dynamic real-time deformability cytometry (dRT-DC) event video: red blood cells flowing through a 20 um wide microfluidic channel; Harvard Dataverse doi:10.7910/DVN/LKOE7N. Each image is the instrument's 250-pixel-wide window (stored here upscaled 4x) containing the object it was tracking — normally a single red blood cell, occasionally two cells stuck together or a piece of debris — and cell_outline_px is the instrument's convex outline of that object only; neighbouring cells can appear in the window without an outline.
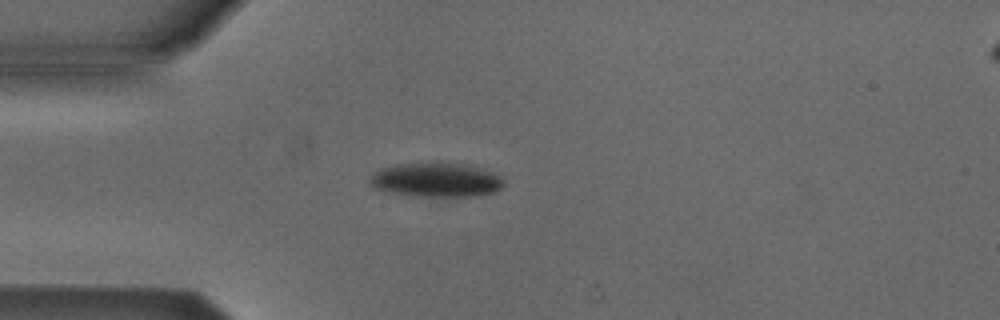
{"species": "Egyptian fruit bat (a non-hibernating species)", "species_latin": "Rousettus aegyptiacus", "temperature_condition": "cold", "stored_images_in_passage": 49, "camera_frame_rate_fps": 3000, "um_per_image_px": 0.085, "animal": {"sex": "male"}, "frame": {"image": 1, "passage_image": 9, "time_ms": 2.667, "image_size_px": [1000, 320], "cell_outline_px": [[504, 184], [500, 188], [492, 192], [472, 196], [408, 196], [388, 192], [376, 188], [368, 180], [372, 172], [380, 168], [396, 164], [468, 164], [492, 172], [500, 176], [504, 180]], "centroid_in_image_um": [37.03, 15.3], "position_along_channel_um": 48.0, "area_um2": 26.41}}
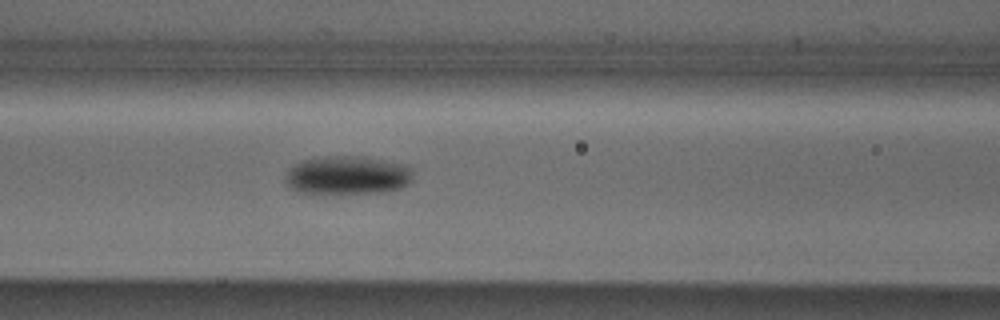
{"frame": {"image": 2, "passage_image": 17, "time_ms": 5.333, "image_size_px": [1000, 320], "cell_outline_px": [[412, 180], [408, 184], [400, 188], [388, 192], [300, 192], [292, 188], [284, 180], [284, 176], [292, 164], [304, 160], [324, 156], [364, 156], [404, 164], [412, 168]], "centroid_in_image_um": [29.55, 14.87], "position_along_channel_um": 137.0, "area_um2": 28.55}}
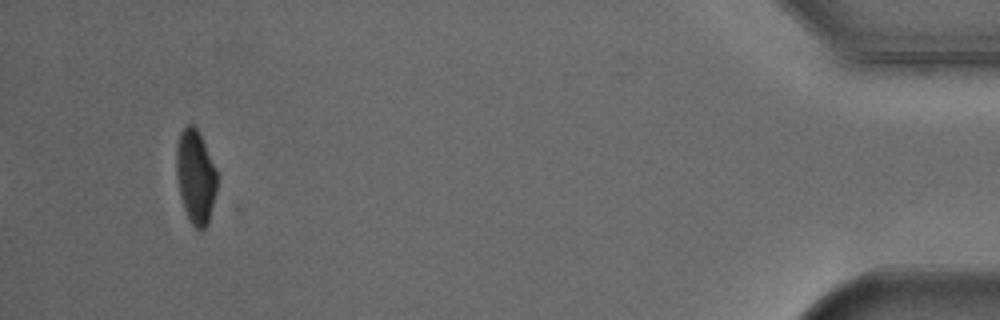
{"frame": {"image": 3, "passage_image": 45, "time_ms": 14.667, "image_size_px": [1000, 320], "cell_outline_px": [[216, 192], [208, 224], [204, 228], [196, 228], [188, 220], [180, 196], [176, 176], [176, 148], [180, 132], [188, 124], [192, 124], [196, 128], [216, 168]], "centroid_in_image_um": [16.6, 15.03], "position_along_channel_um": 418.6, "area_um2": 22.02}, "authors_computed_cell_mechanics": {"area_um2": 25.143, "velocity_mm_per_s": 3.8543, "shape_relaxation_time_tau1_ms": 3.7058, "shape_relaxation_time_tau2_ms": null, "deformation_change_tau1": 0.112, "deformation_change_tau2": null}}